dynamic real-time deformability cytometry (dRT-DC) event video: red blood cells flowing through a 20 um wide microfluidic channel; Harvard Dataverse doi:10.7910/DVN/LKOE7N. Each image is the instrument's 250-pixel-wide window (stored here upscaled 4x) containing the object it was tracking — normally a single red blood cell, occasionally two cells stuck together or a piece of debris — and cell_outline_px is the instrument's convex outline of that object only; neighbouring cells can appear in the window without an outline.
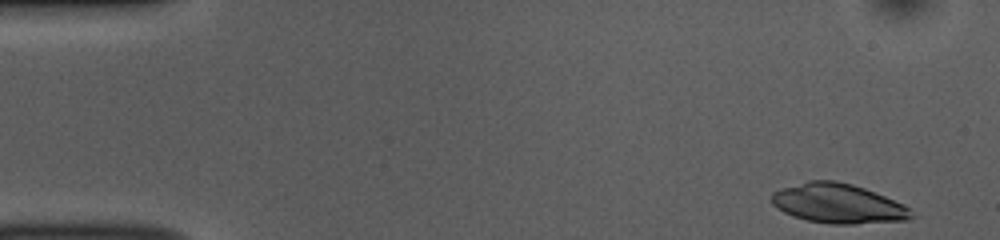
{"species": "common noctule bat (a hibernating species)", "species_latin": "Nyctalus noctula", "temperature_condition": "room temperature", "stored_images_in_passage": 49, "camera_frame_rate_fps": 3000, "um_per_image_px": 0.085, "animal": {"sex": "female", "body_mass_g": 10.0, "forearm_length_mm": 53.1}, "frame": {"image": 1, "passage_image": 1, "time_ms": 0.0, "image_size_px": [1000, 240], "cell_outline_px": [[912, 216], [908, 220], [856, 224], [832, 224], [808, 220], [792, 216], [776, 208], [772, 204], [772, 192], [808, 180], [836, 180], [852, 184], [864, 188], [904, 204], [912, 208]], "centroid_in_image_um": [71.25, 17.3], "position_along_channel_um": 13.7, "area_um2": 32.19}}